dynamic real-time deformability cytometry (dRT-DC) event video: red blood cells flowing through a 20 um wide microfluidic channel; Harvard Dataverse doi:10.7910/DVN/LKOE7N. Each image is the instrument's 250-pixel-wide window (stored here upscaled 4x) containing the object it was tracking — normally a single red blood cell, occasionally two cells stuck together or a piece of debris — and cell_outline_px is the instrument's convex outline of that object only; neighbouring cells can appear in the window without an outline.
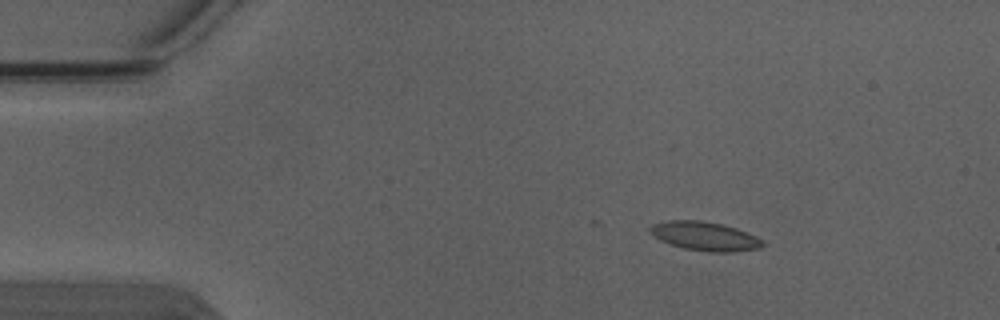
{"species": "Egyptian fruit bat (a non-hibernating species)", "species_latin": "Rousettus aegyptiacus", "temperature_condition": "warm", "stored_images_in_passage": 5, "camera_frame_rate_fps": 3000, "um_per_image_px": 0.085, "animal": {"sex": "male"}, "frame": {"image": 1, "passage_image": 2, "time_ms": 0.333, "image_size_px": [1000, 320], "cell_outline_px": [[764, 244], [760, 248], [732, 252], [712, 252], [684, 248], [660, 240], [648, 228], [652, 224], [668, 220], [700, 220], [724, 224], [736, 228], [756, 236], [764, 240]], "centroid_in_image_um": [59.95, 20.06], "position_along_channel_um": 25.1, "area_um2": 18.84}}